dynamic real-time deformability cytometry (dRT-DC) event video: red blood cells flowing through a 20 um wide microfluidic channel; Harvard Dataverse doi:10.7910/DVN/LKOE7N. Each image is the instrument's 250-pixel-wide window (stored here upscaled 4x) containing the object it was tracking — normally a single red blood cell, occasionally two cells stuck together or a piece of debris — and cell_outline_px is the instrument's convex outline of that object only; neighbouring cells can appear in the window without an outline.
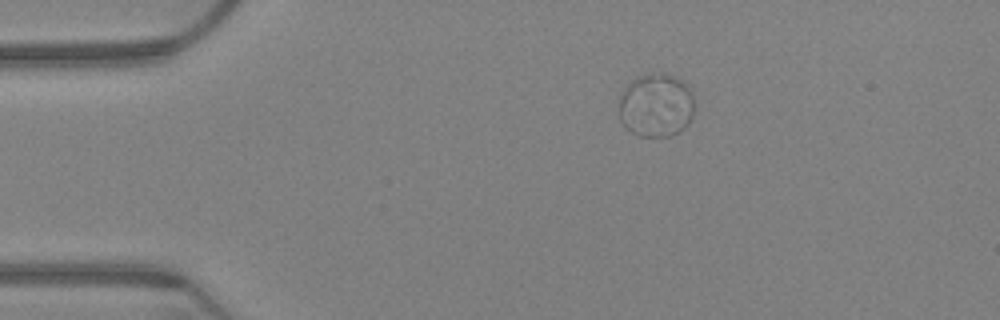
{"species": "Egyptian fruit bat (a non-hibernating species)", "species_latin": "Rousettus aegyptiacus", "temperature_condition": "warm", "stored_images_in_passage": 54, "camera_frame_rate_fps": 3000, "um_per_image_px": 0.085, "animal": {"sex": "female"}, "frame": {"image": 1, "passage_image": 1, "time_ms": 0.0, "image_size_px": [1000, 320], "cell_outline_px": [[692, 116], [676, 132], [668, 136], [640, 136], [632, 132], [620, 120], [616, 112], [620, 96], [624, 84], [636, 76], [644, 72], [664, 72], [676, 76], [688, 88], [692, 96]], "centroid_in_image_um": [55.66, 8.88], "position_along_channel_um": 29.3, "area_um2": 28.21}}
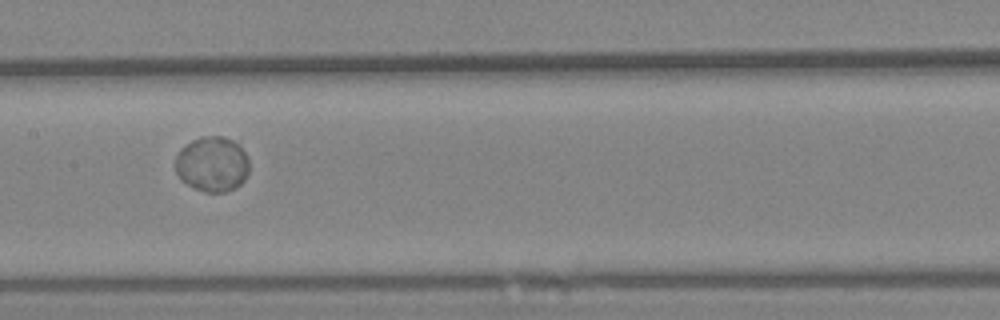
{"frame": {"image": 2, "passage_image": 22, "time_ms": 7.0, "image_size_px": [1000, 320], "cell_outline_px": [[248, 172], [244, 180], [236, 188], [224, 192], [204, 192], [192, 188], [180, 180], [176, 172], [176, 156], [180, 148], [184, 144], [200, 136], [224, 136], [232, 140], [248, 156]], "centroid_in_image_um": [18.01, 13.96], "position_along_channel_um": 189.4, "area_um2": 23.99}}
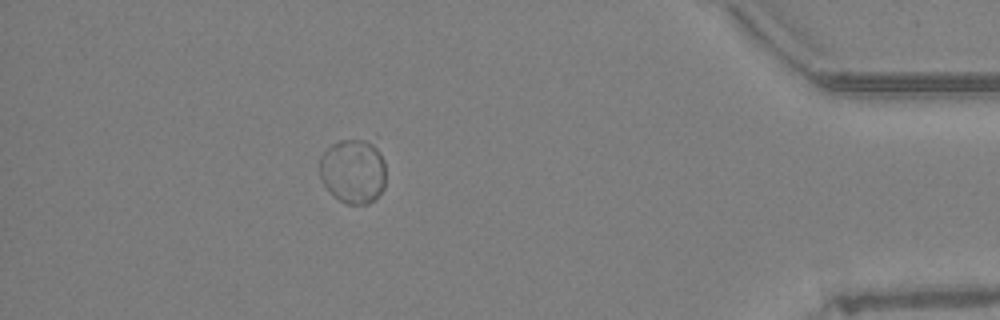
{"frame": {"image": 3, "passage_image": 47, "time_ms": 15.333, "image_size_px": [1000, 320], "cell_outline_px": [[384, 188], [368, 204], [348, 204], [340, 200], [324, 184], [320, 176], [320, 156], [332, 144], [340, 140], [376, 132], [384, 160]], "centroid_in_image_um": [30.1, 14.37], "position_along_channel_um": 405.1, "area_um2": 26.18}, "authors_computed_cell_mechanics": {"area_um2": 25.143, "velocity_mm_per_s": 3.1257, "shape_relaxation_time_tau1_ms": 1.7939, "shape_relaxation_time_tau2_ms": null, "deformation_change_tau1": 0.0128, "deformation_change_tau2": null}}